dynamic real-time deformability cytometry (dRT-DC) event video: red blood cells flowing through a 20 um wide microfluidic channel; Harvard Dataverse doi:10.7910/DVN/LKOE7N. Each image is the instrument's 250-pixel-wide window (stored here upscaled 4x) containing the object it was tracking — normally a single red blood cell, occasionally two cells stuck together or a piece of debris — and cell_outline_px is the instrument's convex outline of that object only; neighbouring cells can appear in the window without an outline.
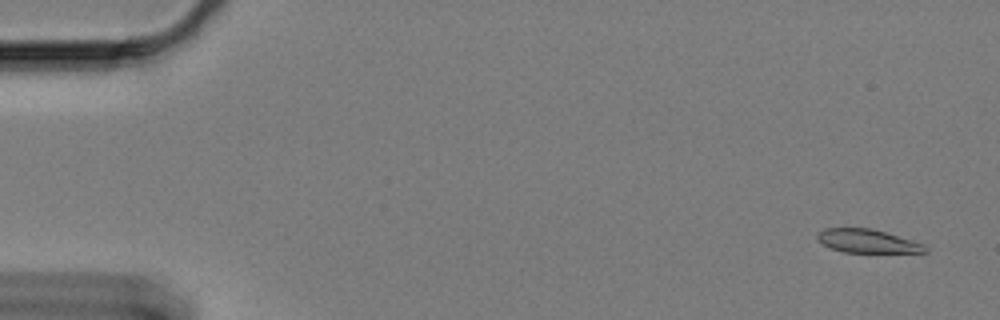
{"species": "Egyptian fruit bat (a non-hibernating species)", "species_latin": "Rousettus aegyptiacus", "temperature_condition": "cold", "stored_images_in_passage": 19, "camera_frame_rate_fps": 3000, "um_per_image_px": 0.085, "animal": {"sex": "female"}, "frame": {"image": 1, "passage_image": 3, "time_ms": 0.667, "image_size_px": [1000, 320], "cell_outline_px": [[928, 252], [844, 252], [832, 248], [816, 240], [816, 232], [824, 228], [872, 228], [912, 240], [924, 244], [928, 248]], "centroid_in_image_um": [73.7, 20.48], "position_along_channel_um": 11.3, "area_um2": 14.74}}
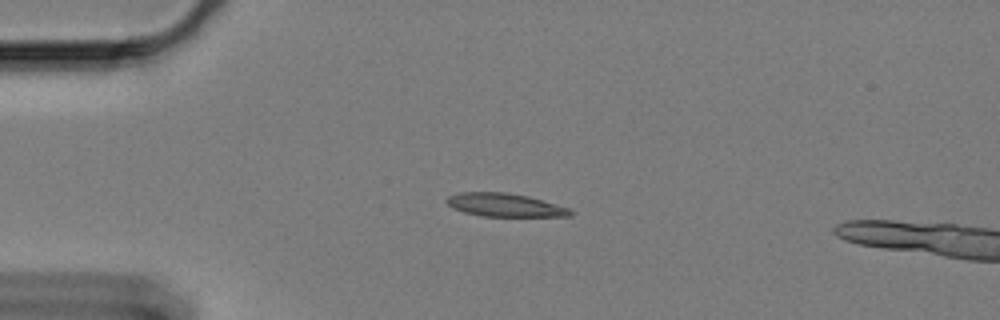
{"frame": {"image": 2, "passage_image": 15, "time_ms": 4.667, "image_size_px": [1000, 320], "cell_outline_px": [[572, 216], [480, 216], [464, 212], [452, 208], [444, 200], [448, 196], [460, 192], [508, 192], [528, 196], [568, 208], [572, 212]], "centroid_in_image_um": [42.85, 17.42], "position_along_channel_um": 42.2, "area_um2": 16.7}}